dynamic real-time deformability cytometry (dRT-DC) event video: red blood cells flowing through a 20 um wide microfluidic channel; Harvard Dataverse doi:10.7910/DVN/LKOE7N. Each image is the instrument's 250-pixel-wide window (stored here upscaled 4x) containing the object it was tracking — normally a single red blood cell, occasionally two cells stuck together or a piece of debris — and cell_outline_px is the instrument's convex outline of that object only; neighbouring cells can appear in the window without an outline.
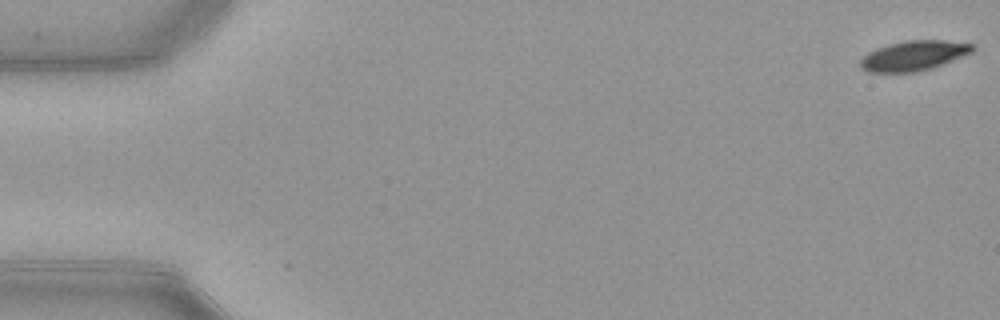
{"species": "common noctule bat (a hibernating species)", "species_latin": "Nyctalus noctula", "temperature_condition": "warm", "stored_images_in_passage": 51, "camera_frame_rate_fps": 3000, "um_per_image_px": 0.085, "animal": {"sex": "female", "body_mass_g": 21.9}, "frame": {"image": 1, "passage_image": 1, "time_ms": 0.0, "image_size_px": [1000, 320], "cell_outline_px": [[976, 48], [972, 52], [932, 68], [916, 72], [868, 72], [860, 68], [860, 60], [868, 52], [876, 48], [888, 44], [904, 40], [944, 40], [972, 44]], "centroid_in_image_um": [77.64, 4.73], "position_along_channel_um": 7.4, "area_um2": 19.54}}
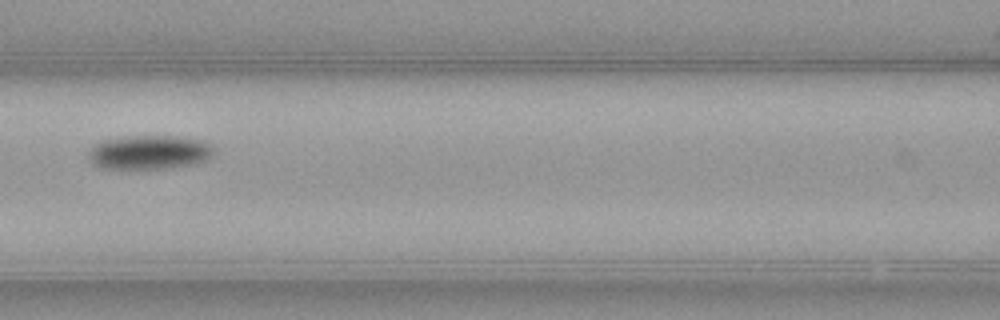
{"frame": {"image": 2, "passage_image": 24, "time_ms": 7.667, "image_size_px": [1000, 320], "cell_outline_px": [[216, 148], [204, 160], [192, 164], [164, 168], [104, 168], [92, 164], [88, 160], [88, 148], [104, 140], [124, 136], [176, 136], [204, 140], [212, 144]], "centroid_in_image_um": [12.66, 12.92], "position_along_channel_um": 153.9, "area_um2": 24.85}}
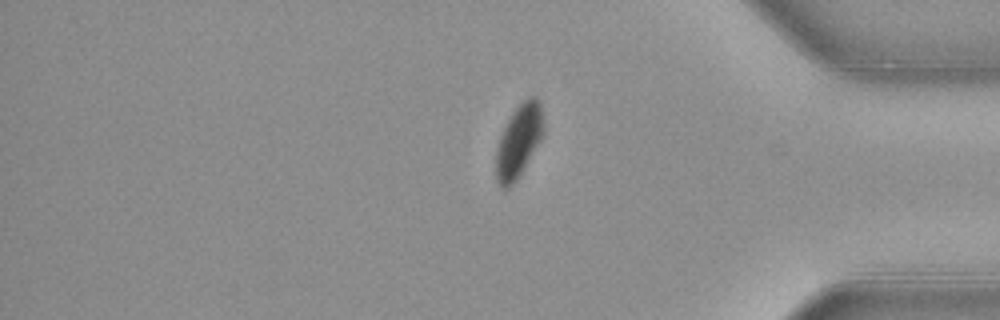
{"frame": {"image": 3, "passage_image": 44, "time_ms": 14.333, "image_size_px": [1000, 320], "cell_outline_px": [[544, 132], [540, 140], [516, 180], [508, 188], [504, 188], [500, 184], [496, 176], [496, 152], [500, 136], [512, 112], [528, 96], [536, 96], [540, 104], [544, 128]], "centroid_in_image_um": [44.1, 11.95], "position_along_channel_um": 391.1, "area_um2": 19.59}, "authors_computed_cell_mechanics": {"area_um2": 22.4842, "velocity_mm_per_s": 3.9156, "shape_relaxation_time_tau1_ms": 2.389, "shape_relaxation_time_tau2_ms": null, "deformation_change_tau1": 0.1241, "deformation_change_tau2": null}}